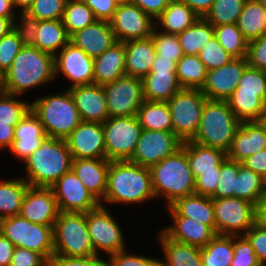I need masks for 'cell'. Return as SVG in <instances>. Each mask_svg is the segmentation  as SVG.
<instances>
[{"mask_svg": "<svg viewBox=\"0 0 266 266\" xmlns=\"http://www.w3.org/2000/svg\"><path fill=\"white\" fill-rule=\"evenodd\" d=\"M2 78H3V75L0 73V89H1V84H2Z\"/></svg>", "mask_w": 266, "mask_h": 266, "instance_id": "obj_74", "label": "cell"}, {"mask_svg": "<svg viewBox=\"0 0 266 266\" xmlns=\"http://www.w3.org/2000/svg\"><path fill=\"white\" fill-rule=\"evenodd\" d=\"M230 266H262L245 235H234V258Z\"/></svg>", "mask_w": 266, "mask_h": 266, "instance_id": "obj_53", "label": "cell"}, {"mask_svg": "<svg viewBox=\"0 0 266 266\" xmlns=\"http://www.w3.org/2000/svg\"><path fill=\"white\" fill-rule=\"evenodd\" d=\"M215 37L220 45L233 57L247 56L248 41L244 38L237 23L214 26Z\"/></svg>", "mask_w": 266, "mask_h": 266, "instance_id": "obj_44", "label": "cell"}, {"mask_svg": "<svg viewBox=\"0 0 266 266\" xmlns=\"http://www.w3.org/2000/svg\"><path fill=\"white\" fill-rule=\"evenodd\" d=\"M215 37L214 26L204 17L178 34L184 55H198L209 40Z\"/></svg>", "mask_w": 266, "mask_h": 266, "instance_id": "obj_39", "label": "cell"}, {"mask_svg": "<svg viewBox=\"0 0 266 266\" xmlns=\"http://www.w3.org/2000/svg\"><path fill=\"white\" fill-rule=\"evenodd\" d=\"M246 0H215L205 19L213 26L235 24Z\"/></svg>", "mask_w": 266, "mask_h": 266, "instance_id": "obj_45", "label": "cell"}, {"mask_svg": "<svg viewBox=\"0 0 266 266\" xmlns=\"http://www.w3.org/2000/svg\"><path fill=\"white\" fill-rule=\"evenodd\" d=\"M266 195V180L253 170L238 162L236 191L234 197L247 200L259 207Z\"/></svg>", "mask_w": 266, "mask_h": 266, "instance_id": "obj_36", "label": "cell"}, {"mask_svg": "<svg viewBox=\"0 0 266 266\" xmlns=\"http://www.w3.org/2000/svg\"><path fill=\"white\" fill-rule=\"evenodd\" d=\"M81 121L104 123L109 118L102 85L88 84L69 88Z\"/></svg>", "mask_w": 266, "mask_h": 266, "instance_id": "obj_21", "label": "cell"}, {"mask_svg": "<svg viewBox=\"0 0 266 266\" xmlns=\"http://www.w3.org/2000/svg\"><path fill=\"white\" fill-rule=\"evenodd\" d=\"M254 1L266 6V0H254Z\"/></svg>", "mask_w": 266, "mask_h": 266, "instance_id": "obj_72", "label": "cell"}, {"mask_svg": "<svg viewBox=\"0 0 266 266\" xmlns=\"http://www.w3.org/2000/svg\"><path fill=\"white\" fill-rule=\"evenodd\" d=\"M119 3L121 2H129V0H117Z\"/></svg>", "mask_w": 266, "mask_h": 266, "instance_id": "obj_75", "label": "cell"}, {"mask_svg": "<svg viewBox=\"0 0 266 266\" xmlns=\"http://www.w3.org/2000/svg\"><path fill=\"white\" fill-rule=\"evenodd\" d=\"M34 0H12L14 7H21V12H26Z\"/></svg>", "mask_w": 266, "mask_h": 266, "instance_id": "obj_71", "label": "cell"}, {"mask_svg": "<svg viewBox=\"0 0 266 266\" xmlns=\"http://www.w3.org/2000/svg\"><path fill=\"white\" fill-rule=\"evenodd\" d=\"M155 198L149 167L129 160L110 161L104 202L142 203Z\"/></svg>", "mask_w": 266, "mask_h": 266, "instance_id": "obj_2", "label": "cell"}, {"mask_svg": "<svg viewBox=\"0 0 266 266\" xmlns=\"http://www.w3.org/2000/svg\"><path fill=\"white\" fill-rule=\"evenodd\" d=\"M54 254L67 257L96 255L91 242L86 213L60 212L53 226Z\"/></svg>", "mask_w": 266, "mask_h": 266, "instance_id": "obj_7", "label": "cell"}, {"mask_svg": "<svg viewBox=\"0 0 266 266\" xmlns=\"http://www.w3.org/2000/svg\"><path fill=\"white\" fill-rule=\"evenodd\" d=\"M234 258V235H216L201 248L203 266H230Z\"/></svg>", "mask_w": 266, "mask_h": 266, "instance_id": "obj_42", "label": "cell"}, {"mask_svg": "<svg viewBox=\"0 0 266 266\" xmlns=\"http://www.w3.org/2000/svg\"><path fill=\"white\" fill-rule=\"evenodd\" d=\"M198 18L199 16L187 4L170 0L166 9L157 18L155 27L158 28L161 24L163 32L178 35L192 26Z\"/></svg>", "mask_w": 266, "mask_h": 266, "instance_id": "obj_33", "label": "cell"}, {"mask_svg": "<svg viewBox=\"0 0 266 266\" xmlns=\"http://www.w3.org/2000/svg\"><path fill=\"white\" fill-rule=\"evenodd\" d=\"M126 75L143 79L150 73L156 57L152 37L124 42Z\"/></svg>", "mask_w": 266, "mask_h": 266, "instance_id": "obj_26", "label": "cell"}, {"mask_svg": "<svg viewBox=\"0 0 266 266\" xmlns=\"http://www.w3.org/2000/svg\"><path fill=\"white\" fill-rule=\"evenodd\" d=\"M207 68L198 55H183L176 65V76L182 89H201Z\"/></svg>", "mask_w": 266, "mask_h": 266, "instance_id": "obj_41", "label": "cell"}, {"mask_svg": "<svg viewBox=\"0 0 266 266\" xmlns=\"http://www.w3.org/2000/svg\"><path fill=\"white\" fill-rule=\"evenodd\" d=\"M262 266H266V226L257 221L245 234Z\"/></svg>", "mask_w": 266, "mask_h": 266, "instance_id": "obj_55", "label": "cell"}, {"mask_svg": "<svg viewBox=\"0 0 266 266\" xmlns=\"http://www.w3.org/2000/svg\"><path fill=\"white\" fill-rule=\"evenodd\" d=\"M170 0H129V2L137 5L152 19H157L166 9Z\"/></svg>", "mask_w": 266, "mask_h": 266, "instance_id": "obj_62", "label": "cell"}, {"mask_svg": "<svg viewBox=\"0 0 266 266\" xmlns=\"http://www.w3.org/2000/svg\"><path fill=\"white\" fill-rule=\"evenodd\" d=\"M136 116L142 129L173 131L171 114L167 102L145 100Z\"/></svg>", "mask_w": 266, "mask_h": 266, "instance_id": "obj_37", "label": "cell"}, {"mask_svg": "<svg viewBox=\"0 0 266 266\" xmlns=\"http://www.w3.org/2000/svg\"><path fill=\"white\" fill-rule=\"evenodd\" d=\"M174 225L162 231L172 240L197 247L206 246L217 234L208 225L188 217H172Z\"/></svg>", "mask_w": 266, "mask_h": 266, "instance_id": "obj_27", "label": "cell"}, {"mask_svg": "<svg viewBox=\"0 0 266 266\" xmlns=\"http://www.w3.org/2000/svg\"><path fill=\"white\" fill-rule=\"evenodd\" d=\"M241 163L266 180V149L246 158Z\"/></svg>", "mask_w": 266, "mask_h": 266, "instance_id": "obj_63", "label": "cell"}, {"mask_svg": "<svg viewBox=\"0 0 266 266\" xmlns=\"http://www.w3.org/2000/svg\"><path fill=\"white\" fill-rule=\"evenodd\" d=\"M61 20L69 36L97 21L83 0H67Z\"/></svg>", "mask_w": 266, "mask_h": 266, "instance_id": "obj_43", "label": "cell"}, {"mask_svg": "<svg viewBox=\"0 0 266 266\" xmlns=\"http://www.w3.org/2000/svg\"><path fill=\"white\" fill-rule=\"evenodd\" d=\"M109 117L136 116L143 97L142 79L124 75L103 85Z\"/></svg>", "mask_w": 266, "mask_h": 266, "instance_id": "obj_12", "label": "cell"}, {"mask_svg": "<svg viewBox=\"0 0 266 266\" xmlns=\"http://www.w3.org/2000/svg\"><path fill=\"white\" fill-rule=\"evenodd\" d=\"M55 78L54 55L34 46H23L3 74L1 90L20 95Z\"/></svg>", "mask_w": 266, "mask_h": 266, "instance_id": "obj_1", "label": "cell"}, {"mask_svg": "<svg viewBox=\"0 0 266 266\" xmlns=\"http://www.w3.org/2000/svg\"><path fill=\"white\" fill-rule=\"evenodd\" d=\"M17 95L0 89V123L15 127L30 109V104L16 99Z\"/></svg>", "mask_w": 266, "mask_h": 266, "instance_id": "obj_46", "label": "cell"}, {"mask_svg": "<svg viewBox=\"0 0 266 266\" xmlns=\"http://www.w3.org/2000/svg\"><path fill=\"white\" fill-rule=\"evenodd\" d=\"M110 261H105V266H159V260L127 254L125 250L109 255Z\"/></svg>", "mask_w": 266, "mask_h": 266, "instance_id": "obj_57", "label": "cell"}, {"mask_svg": "<svg viewBox=\"0 0 266 266\" xmlns=\"http://www.w3.org/2000/svg\"><path fill=\"white\" fill-rule=\"evenodd\" d=\"M150 171L155 198L164 196L167 206L178 198L195 194V178L183 148L152 165Z\"/></svg>", "mask_w": 266, "mask_h": 266, "instance_id": "obj_4", "label": "cell"}, {"mask_svg": "<svg viewBox=\"0 0 266 266\" xmlns=\"http://www.w3.org/2000/svg\"><path fill=\"white\" fill-rule=\"evenodd\" d=\"M237 26L248 42L266 35V6L254 0H246Z\"/></svg>", "mask_w": 266, "mask_h": 266, "instance_id": "obj_34", "label": "cell"}, {"mask_svg": "<svg viewBox=\"0 0 266 266\" xmlns=\"http://www.w3.org/2000/svg\"><path fill=\"white\" fill-rule=\"evenodd\" d=\"M106 159L109 161L130 160L142 133L137 116L109 117L102 123Z\"/></svg>", "mask_w": 266, "mask_h": 266, "instance_id": "obj_10", "label": "cell"}, {"mask_svg": "<svg viewBox=\"0 0 266 266\" xmlns=\"http://www.w3.org/2000/svg\"><path fill=\"white\" fill-rule=\"evenodd\" d=\"M22 47L21 40L14 29L0 39V73L2 75L11 67Z\"/></svg>", "mask_w": 266, "mask_h": 266, "instance_id": "obj_52", "label": "cell"}, {"mask_svg": "<svg viewBox=\"0 0 266 266\" xmlns=\"http://www.w3.org/2000/svg\"><path fill=\"white\" fill-rule=\"evenodd\" d=\"M142 82L143 97L148 101L168 102L182 89L176 72H150Z\"/></svg>", "mask_w": 266, "mask_h": 266, "instance_id": "obj_32", "label": "cell"}, {"mask_svg": "<svg viewBox=\"0 0 266 266\" xmlns=\"http://www.w3.org/2000/svg\"><path fill=\"white\" fill-rule=\"evenodd\" d=\"M171 217H188L210 226L215 231L213 199L208 196L193 194L178 198L168 206Z\"/></svg>", "mask_w": 266, "mask_h": 266, "instance_id": "obj_29", "label": "cell"}, {"mask_svg": "<svg viewBox=\"0 0 266 266\" xmlns=\"http://www.w3.org/2000/svg\"><path fill=\"white\" fill-rule=\"evenodd\" d=\"M263 124L266 126V114L263 116L262 120Z\"/></svg>", "mask_w": 266, "mask_h": 266, "instance_id": "obj_73", "label": "cell"}, {"mask_svg": "<svg viewBox=\"0 0 266 266\" xmlns=\"http://www.w3.org/2000/svg\"><path fill=\"white\" fill-rule=\"evenodd\" d=\"M35 36L34 47L54 56L58 53L59 48L62 49L70 42V36L62 20H40Z\"/></svg>", "mask_w": 266, "mask_h": 266, "instance_id": "obj_35", "label": "cell"}, {"mask_svg": "<svg viewBox=\"0 0 266 266\" xmlns=\"http://www.w3.org/2000/svg\"><path fill=\"white\" fill-rule=\"evenodd\" d=\"M187 4L199 17H205L215 0H178Z\"/></svg>", "mask_w": 266, "mask_h": 266, "instance_id": "obj_65", "label": "cell"}, {"mask_svg": "<svg viewBox=\"0 0 266 266\" xmlns=\"http://www.w3.org/2000/svg\"><path fill=\"white\" fill-rule=\"evenodd\" d=\"M207 99L200 89H181L167 102L173 132L183 142L195 137Z\"/></svg>", "mask_w": 266, "mask_h": 266, "instance_id": "obj_9", "label": "cell"}, {"mask_svg": "<svg viewBox=\"0 0 266 266\" xmlns=\"http://www.w3.org/2000/svg\"><path fill=\"white\" fill-rule=\"evenodd\" d=\"M85 4L93 11L95 18L101 21H110L115 13L117 0H83Z\"/></svg>", "mask_w": 266, "mask_h": 266, "instance_id": "obj_61", "label": "cell"}, {"mask_svg": "<svg viewBox=\"0 0 266 266\" xmlns=\"http://www.w3.org/2000/svg\"><path fill=\"white\" fill-rule=\"evenodd\" d=\"M182 148L187 153L194 178L203 172L221 171V164L227 158V153L223 150L203 146L191 140L183 142Z\"/></svg>", "mask_w": 266, "mask_h": 266, "instance_id": "obj_30", "label": "cell"}, {"mask_svg": "<svg viewBox=\"0 0 266 266\" xmlns=\"http://www.w3.org/2000/svg\"><path fill=\"white\" fill-rule=\"evenodd\" d=\"M200 60L207 70H213L229 63L233 57L220 45L216 37H213L200 50Z\"/></svg>", "mask_w": 266, "mask_h": 266, "instance_id": "obj_51", "label": "cell"}, {"mask_svg": "<svg viewBox=\"0 0 266 266\" xmlns=\"http://www.w3.org/2000/svg\"><path fill=\"white\" fill-rule=\"evenodd\" d=\"M266 149V126L262 121L241 122L232 140L227 158L242 162Z\"/></svg>", "mask_w": 266, "mask_h": 266, "instance_id": "obj_22", "label": "cell"}, {"mask_svg": "<svg viewBox=\"0 0 266 266\" xmlns=\"http://www.w3.org/2000/svg\"><path fill=\"white\" fill-rule=\"evenodd\" d=\"M258 221L266 226V195L262 198L258 207Z\"/></svg>", "mask_w": 266, "mask_h": 266, "instance_id": "obj_70", "label": "cell"}, {"mask_svg": "<svg viewBox=\"0 0 266 266\" xmlns=\"http://www.w3.org/2000/svg\"><path fill=\"white\" fill-rule=\"evenodd\" d=\"M248 66L246 57L233 58L229 63L208 70L200 89L210 100L226 101L239 85V79Z\"/></svg>", "mask_w": 266, "mask_h": 266, "instance_id": "obj_17", "label": "cell"}, {"mask_svg": "<svg viewBox=\"0 0 266 266\" xmlns=\"http://www.w3.org/2000/svg\"><path fill=\"white\" fill-rule=\"evenodd\" d=\"M109 23L119 42L148 38L155 27L153 19L131 2L118 3Z\"/></svg>", "mask_w": 266, "mask_h": 266, "instance_id": "obj_16", "label": "cell"}, {"mask_svg": "<svg viewBox=\"0 0 266 266\" xmlns=\"http://www.w3.org/2000/svg\"><path fill=\"white\" fill-rule=\"evenodd\" d=\"M10 266H48V261L37 252L15 247Z\"/></svg>", "mask_w": 266, "mask_h": 266, "instance_id": "obj_59", "label": "cell"}, {"mask_svg": "<svg viewBox=\"0 0 266 266\" xmlns=\"http://www.w3.org/2000/svg\"><path fill=\"white\" fill-rule=\"evenodd\" d=\"M248 66L266 72V35L248 42Z\"/></svg>", "mask_w": 266, "mask_h": 266, "instance_id": "obj_56", "label": "cell"}, {"mask_svg": "<svg viewBox=\"0 0 266 266\" xmlns=\"http://www.w3.org/2000/svg\"><path fill=\"white\" fill-rule=\"evenodd\" d=\"M109 166L110 161L106 158L72 161L73 172L101 204L106 194Z\"/></svg>", "mask_w": 266, "mask_h": 266, "instance_id": "obj_25", "label": "cell"}, {"mask_svg": "<svg viewBox=\"0 0 266 266\" xmlns=\"http://www.w3.org/2000/svg\"><path fill=\"white\" fill-rule=\"evenodd\" d=\"M15 246L0 233V266H10Z\"/></svg>", "mask_w": 266, "mask_h": 266, "instance_id": "obj_64", "label": "cell"}, {"mask_svg": "<svg viewBox=\"0 0 266 266\" xmlns=\"http://www.w3.org/2000/svg\"><path fill=\"white\" fill-rule=\"evenodd\" d=\"M221 171L203 172L195 178V194L211 197L218 186Z\"/></svg>", "mask_w": 266, "mask_h": 266, "instance_id": "obj_60", "label": "cell"}, {"mask_svg": "<svg viewBox=\"0 0 266 266\" xmlns=\"http://www.w3.org/2000/svg\"><path fill=\"white\" fill-rule=\"evenodd\" d=\"M183 141L173 131L143 129L132 158L129 160L151 167L182 148Z\"/></svg>", "mask_w": 266, "mask_h": 266, "instance_id": "obj_14", "label": "cell"}, {"mask_svg": "<svg viewBox=\"0 0 266 266\" xmlns=\"http://www.w3.org/2000/svg\"><path fill=\"white\" fill-rule=\"evenodd\" d=\"M72 161L66 140L46 135L41 146L24 161L27 176L23 179L30 186L50 188L72 169Z\"/></svg>", "mask_w": 266, "mask_h": 266, "instance_id": "obj_3", "label": "cell"}, {"mask_svg": "<svg viewBox=\"0 0 266 266\" xmlns=\"http://www.w3.org/2000/svg\"><path fill=\"white\" fill-rule=\"evenodd\" d=\"M160 233L165 261L159 260V266H203L200 247L174 241L163 231Z\"/></svg>", "mask_w": 266, "mask_h": 266, "instance_id": "obj_31", "label": "cell"}, {"mask_svg": "<svg viewBox=\"0 0 266 266\" xmlns=\"http://www.w3.org/2000/svg\"><path fill=\"white\" fill-rule=\"evenodd\" d=\"M176 65L175 59L162 58L157 54L150 72H176Z\"/></svg>", "mask_w": 266, "mask_h": 266, "instance_id": "obj_66", "label": "cell"}, {"mask_svg": "<svg viewBox=\"0 0 266 266\" xmlns=\"http://www.w3.org/2000/svg\"><path fill=\"white\" fill-rule=\"evenodd\" d=\"M215 232L218 235H245L258 221V207L241 198L213 199ZM240 231L244 232L240 234Z\"/></svg>", "mask_w": 266, "mask_h": 266, "instance_id": "obj_11", "label": "cell"}, {"mask_svg": "<svg viewBox=\"0 0 266 266\" xmlns=\"http://www.w3.org/2000/svg\"><path fill=\"white\" fill-rule=\"evenodd\" d=\"M238 175V162L226 158L221 164L219 182L212 199L234 197L236 191V178Z\"/></svg>", "mask_w": 266, "mask_h": 266, "instance_id": "obj_48", "label": "cell"}, {"mask_svg": "<svg viewBox=\"0 0 266 266\" xmlns=\"http://www.w3.org/2000/svg\"><path fill=\"white\" fill-rule=\"evenodd\" d=\"M15 127L0 123V148H10L14 141Z\"/></svg>", "mask_w": 266, "mask_h": 266, "instance_id": "obj_67", "label": "cell"}, {"mask_svg": "<svg viewBox=\"0 0 266 266\" xmlns=\"http://www.w3.org/2000/svg\"><path fill=\"white\" fill-rule=\"evenodd\" d=\"M67 0H34L26 13L38 20H61Z\"/></svg>", "mask_w": 266, "mask_h": 266, "instance_id": "obj_50", "label": "cell"}, {"mask_svg": "<svg viewBox=\"0 0 266 266\" xmlns=\"http://www.w3.org/2000/svg\"><path fill=\"white\" fill-rule=\"evenodd\" d=\"M86 222L97 255L99 250L108 255L125 250L122 230L103 204L86 213Z\"/></svg>", "mask_w": 266, "mask_h": 266, "instance_id": "obj_13", "label": "cell"}, {"mask_svg": "<svg viewBox=\"0 0 266 266\" xmlns=\"http://www.w3.org/2000/svg\"><path fill=\"white\" fill-rule=\"evenodd\" d=\"M65 140L73 159L106 158L102 123L81 121Z\"/></svg>", "mask_w": 266, "mask_h": 266, "instance_id": "obj_18", "label": "cell"}, {"mask_svg": "<svg viewBox=\"0 0 266 266\" xmlns=\"http://www.w3.org/2000/svg\"><path fill=\"white\" fill-rule=\"evenodd\" d=\"M105 261L97 254L88 257H67L54 254L48 260V266H105Z\"/></svg>", "mask_w": 266, "mask_h": 266, "instance_id": "obj_58", "label": "cell"}, {"mask_svg": "<svg viewBox=\"0 0 266 266\" xmlns=\"http://www.w3.org/2000/svg\"><path fill=\"white\" fill-rule=\"evenodd\" d=\"M45 136L43 125L30 108L15 126L14 141L9 150L16 157L25 161L41 146Z\"/></svg>", "mask_w": 266, "mask_h": 266, "instance_id": "obj_23", "label": "cell"}, {"mask_svg": "<svg viewBox=\"0 0 266 266\" xmlns=\"http://www.w3.org/2000/svg\"><path fill=\"white\" fill-rule=\"evenodd\" d=\"M70 42L95 59L117 42L108 21L97 20L73 33Z\"/></svg>", "mask_w": 266, "mask_h": 266, "instance_id": "obj_24", "label": "cell"}, {"mask_svg": "<svg viewBox=\"0 0 266 266\" xmlns=\"http://www.w3.org/2000/svg\"><path fill=\"white\" fill-rule=\"evenodd\" d=\"M12 8V0H0V17L9 18L12 22H15L16 15Z\"/></svg>", "mask_w": 266, "mask_h": 266, "instance_id": "obj_68", "label": "cell"}, {"mask_svg": "<svg viewBox=\"0 0 266 266\" xmlns=\"http://www.w3.org/2000/svg\"><path fill=\"white\" fill-rule=\"evenodd\" d=\"M29 186L23 177L0 182V219L20 214Z\"/></svg>", "mask_w": 266, "mask_h": 266, "instance_id": "obj_40", "label": "cell"}, {"mask_svg": "<svg viewBox=\"0 0 266 266\" xmlns=\"http://www.w3.org/2000/svg\"><path fill=\"white\" fill-rule=\"evenodd\" d=\"M20 17L21 25L13 22V29L17 32L23 46H34L40 20L31 17L26 12H21Z\"/></svg>", "mask_w": 266, "mask_h": 266, "instance_id": "obj_54", "label": "cell"}, {"mask_svg": "<svg viewBox=\"0 0 266 266\" xmlns=\"http://www.w3.org/2000/svg\"><path fill=\"white\" fill-rule=\"evenodd\" d=\"M50 188L60 212L87 213L101 204L72 169L63 174Z\"/></svg>", "mask_w": 266, "mask_h": 266, "instance_id": "obj_15", "label": "cell"}, {"mask_svg": "<svg viewBox=\"0 0 266 266\" xmlns=\"http://www.w3.org/2000/svg\"><path fill=\"white\" fill-rule=\"evenodd\" d=\"M151 37L156 54L162 58L175 59L178 61L184 55L178 35L159 32L154 27Z\"/></svg>", "mask_w": 266, "mask_h": 266, "instance_id": "obj_49", "label": "cell"}, {"mask_svg": "<svg viewBox=\"0 0 266 266\" xmlns=\"http://www.w3.org/2000/svg\"><path fill=\"white\" fill-rule=\"evenodd\" d=\"M125 45L117 41L94 59V83L105 85L126 75Z\"/></svg>", "mask_w": 266, "mask_h": 266, "instance_id": "obj_28", "label": "cell"}, {"mask_svg": "<svg viewBox=\"0 0 266 266\" xmlns=\"http://www.w3.org/2000/svg\"><path fill=\"white\" fill-rule=\"evenodd\" d=\"M226 102L241 122L261 121L266 114V104L257 94L234 91Z\"/></svg>", "mask_w": 266, "mask_h": 266, "instance_id": "obj_38", "label": "cell"}, {"mask_svg": "<svg viewBox=\"0 0 266 266\" xmlns=\"http://www.w3.org/2000/svg\"><path fill=\"white\" fill-rule=\"evenodd\" d=\"M13 29V22L9 18L0 17V39Z\"/></svg>", "mask_w": 266, "mask_h": 266, "instance_id": "obj_69", "label": "cell"}, {"mask_svg": "<svg viewBox=\"0 0 266 266\" xmlns=\"http://www.w3.org/2000/svg\"><path fill=\"white\" fill-rule=\"evenodd\" d=\"M54 66L55 77L60 71L72 80L69 88L94 83V59L71 42L54 56Z\"/></svg>", "mask_w": 266, "mask_h": 266, "instance_id": "obj_19", "label": "cell"}, {"mask_svg": "<svg viewBox=\"0 0 266 266\" xmlns=\"http://www.w3.org/2000/svg\"><path fill=\"white\" fill-rule=\"evenodd\" d=\"M241 121L234 115L226 101L207 99L195 137L200 145L228 152Z\"/></svg>", "mask_w": 266, "mask_h": 266, "instance_id": "obj_5", "label": "cell"}, {"mask_svg": "<svg viewBox=\"0 0 266 266\" xmlns=\"http://www.w3.org/2000/svg\"><path fill=\"white\" fill-rule=\"evenodd\" d=\"M60 211L51 188L29 186L21 206L20 216L34 224L54 226Z\"/></svg>", "mask_w": 266, "mask_h": 266, "instance_id": "obj_20", "label": "cell"}, {"mask_svg": "<svg viewBox=\"0 0 266 266\" xmlns=\"http://www.w3.org/2000/svg\"><path fill=\"white\" fill-rule=\"evenodd\" d=\"M234 91L257 94L266 104V72L247 66L239 79L238 87Z\"/></svg>", "mask_w": 266, "mask_h": 266, "instance_id": "obj_47", "label": "cell"}, {"mask_svg": "<svg viewBox=\"0 0 266 266\" xmlns=\"http://www.w3.org/2000/svg\"><path fill=\"white\" fill-rule=\"evenodd\" d=\"M0 233L15 247L37 252L47 261L54 255L53 226L34 224L17 215L0 219Z\"/></svg>", "mask_w": 266, "mask_h": 266, "instance_id": "obj_8", "label": "cell"}, {"mask_svg": "<svg viewBox=\"0 0 266 266\" xmlns=\"http://www.w3.org/2000/svg\"><path fill=\"white\" fill-rule=\"evenodd\" d=\"M30 108L38 116L45 134L57 139H66L81 122L69 89L37 99L30 103Z\"/></svg>", "mask_w": 266, "mask_h": 266, "instance_id": "obj_6", "label": "cell"}]
</instances>
